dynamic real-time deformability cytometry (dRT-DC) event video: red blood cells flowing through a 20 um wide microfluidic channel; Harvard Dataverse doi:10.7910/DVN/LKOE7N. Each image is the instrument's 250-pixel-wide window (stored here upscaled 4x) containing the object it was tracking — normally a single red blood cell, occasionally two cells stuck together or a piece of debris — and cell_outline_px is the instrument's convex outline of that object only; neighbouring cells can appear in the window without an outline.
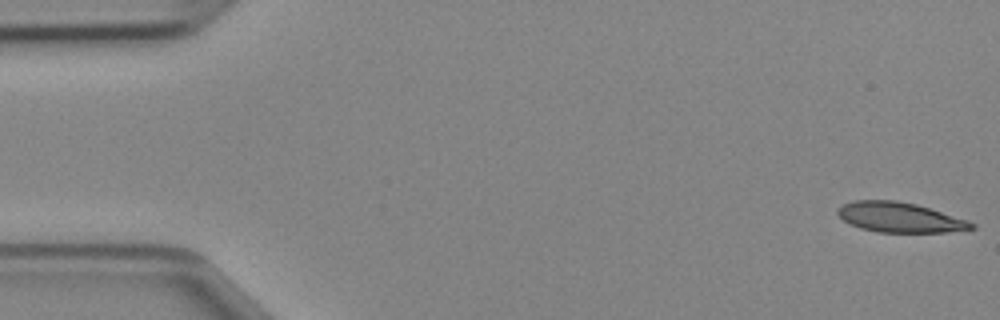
{"species": "Egyptian fruit bat (a non-hibernating species)", "species_latin": "Rousettus aegyptiacus", "temperature_condition": "cold", "stored_images_in_passage": 46, "camera_frame_rate_fps": 3000, "um_per_image_px": 0.085, "animal": {"sex": "female"}, "frame": {"image": 1, "passage_image": 1, "time_ms": 0.0, "image_size_px": [1000, 320], "cell_outline_px": [[976, 228], [944, 232], [876, 232], [860, 228], [844, 220], [836, 212], [836, 208], [844, 204], [856, 200], [896, 200], [916, 204], [968, 220], [976, 224]], "centroid_in_image_um": [76.48, 18.47], "position_along_channel_um": 8.5, "area_um2": 23.24}}
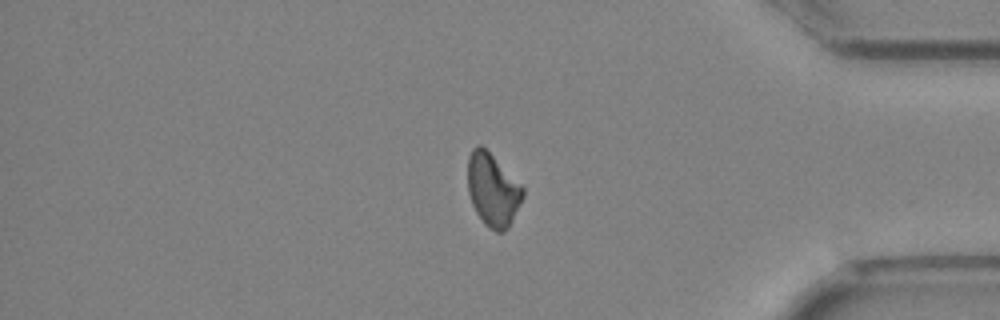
{"frame": {"image": 2, "passage_image": 39, "time_ms": 12.667, "image_size_px": [1000, 320], "cell_outline_px": [[524, 196], [508, 228], [504, 232], [496, 232], [488, 228], [484, 224], [476, 212], [472, 204], [468, 192], [468, 156], [472, 148], [476, 144], [480, 144], [524, 188]], "centroid_in_image_um": [41.86, 16.17], "position_along_channel_um": 393.3, "area_um2": 23.18}}
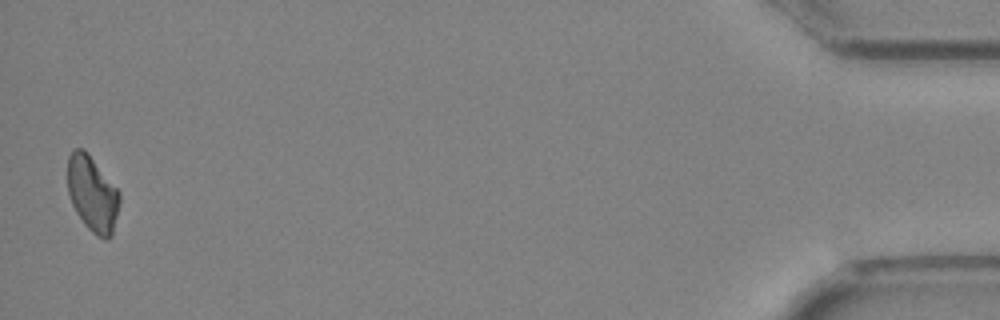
{"frame": {"image": 3, "passage_image": 46, "time_ms": 15.0, "image_size_px": [1000, 320], "cell_outline_px": [[120, 200], [112, 236], [108, 240], [104, 240], [96, 236], [84, 224], [76, 212], [72, 204], [68, 192], [68, 156], [72, 148], [84, 148], [88, 152], [120, 192]], "centroid_in_image_um": [7.85, 16.47], "position_along_channel_um": 427.3, "area_um2": 23.12}}